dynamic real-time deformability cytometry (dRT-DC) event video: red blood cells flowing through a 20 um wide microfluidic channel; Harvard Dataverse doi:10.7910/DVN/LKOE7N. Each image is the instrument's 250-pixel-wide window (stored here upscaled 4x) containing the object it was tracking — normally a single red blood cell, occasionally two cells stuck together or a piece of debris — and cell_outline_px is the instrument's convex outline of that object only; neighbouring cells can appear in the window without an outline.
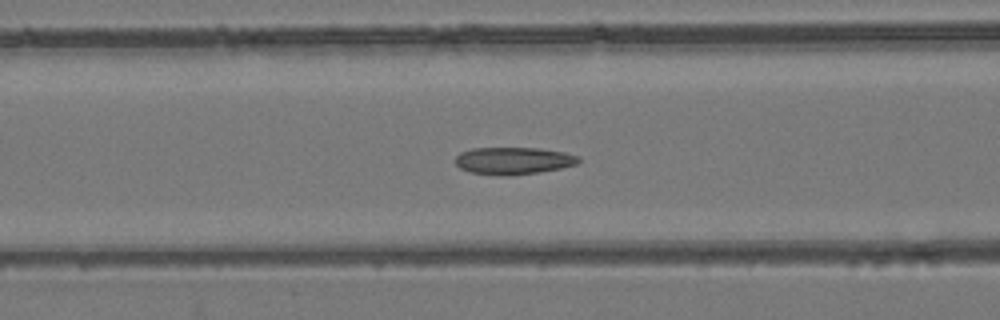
{"species": "common noctule bat (a hibernating species)", "species_latin": "Nyctalus noctula", "temperature_condition": "room temperature", "stored_images_in_passage": 54, "camera_frame_rate_fps": 3000, "um_per_image_px": 0.085, "animal": {"sex": "female", "body_mass_g": 24.6, "forearm_length_mm": 56.2}, "frame": {"image": 1, "passage_image": 22, "time_ms": 7.0, "image_size_px": [1000, 320], "cell_outline_px": [[580, 160], [576, 164], [560, 168], [540, 172], [472, 172], [460, 168], [456, 164], [456, 156], [460, 152], [472, 148], [540, 148], [564, 152], [580, 156]], "centroid_in_image_um": [43.69, 13.59], "position_along_channel_um": 122.9, "area_um2": 18.5}}
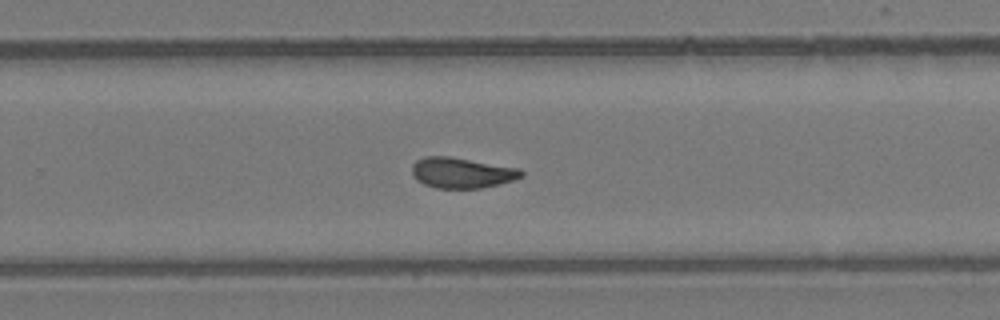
{"frame": {"image": 2, "passage_image": 35, "time_ms": 11.333, "image_size_px": [1000, 320], "cell_outline_px": [[524, 176], [512, 180], [484, 188], [436, 188], [424, 184], [416, 180], [412, 172], [412, 164], [416, 160], [424, 156], [452, 156], [520, 168], [524, 172]], "centroid_in_image_um": [39.25, 14.67], "position_along_channel_um": 290.5, "area_um2": 19.71}}
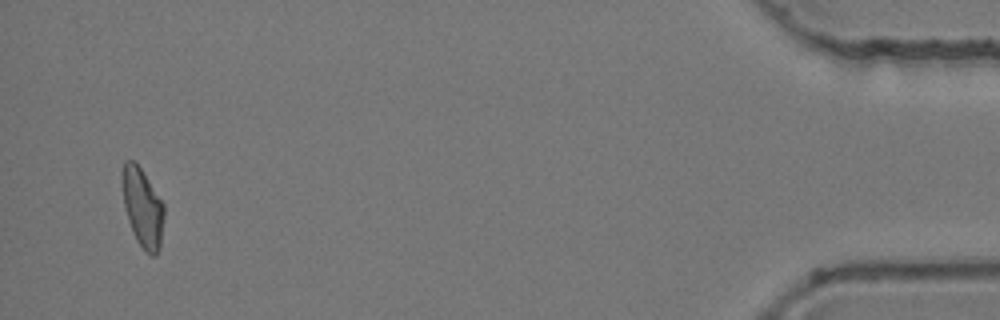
{"frame": {"image": 3, "passage_image": 52, "time_ms": 17.0, "image_size_px": [1000, 320], "cell_outline_px": [[164, 216], [160, 248], [156, 256], [152, 256], [136, 240], [132, 232], [128, 220], [124, 204], [124, 160], [132, 160], [140, 168], [164, 204]], "centroid_in_image_um": [12.16, 17.71], "position_along_channel_um": 423.0, "area_um2": 18.55}, "authors_computed_cell_mechanics": {"area_um2": 19.6231, "velocity_mm_per_s": 3.872, "shape_relaxation_time_tau1_ms": null, "shape_relaxation_time_tau2_ms": 1.9697, "deformation_change_tau1": null, "deformation_change_tau2": 0.0751}}